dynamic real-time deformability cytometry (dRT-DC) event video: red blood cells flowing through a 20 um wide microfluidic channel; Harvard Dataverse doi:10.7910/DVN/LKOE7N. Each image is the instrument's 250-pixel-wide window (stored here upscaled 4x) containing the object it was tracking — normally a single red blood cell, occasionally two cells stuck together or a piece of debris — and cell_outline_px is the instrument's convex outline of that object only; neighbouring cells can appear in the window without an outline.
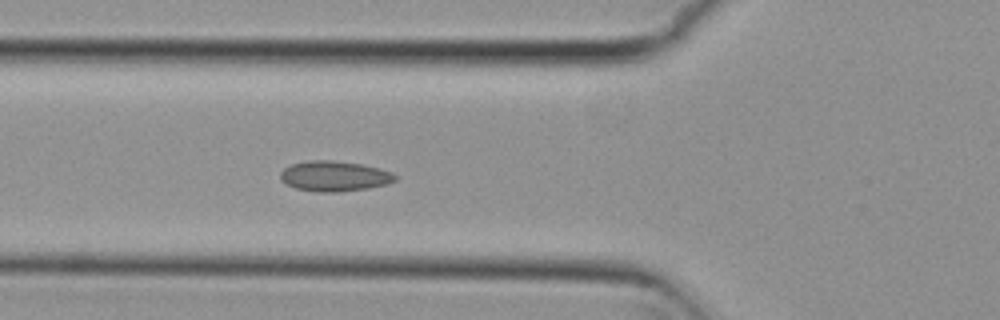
{"species": "common noctule bat (a hibernating species)", "species_latin": "Nyctalus noctula", "temperature_condition": "cold", "stored_images_in_passage": 4, "camera_frame_rate_fps": 3000, "um_per_image_px": 0.085, "animal": {"sex": "female", "body_mass_g": 29.2, "forearm_length_mm": 56.3}, "frame": {"image": 1, "passage_image": 4, "time_ms": 1.0, "image_size_px": [1000, 320], "cell_outline_px": [[396, 180], [388, 184], [368, 188], [336, 192], [316, 192], [296, 188], [284, 184], [280, 180], [280, 172], [284, 168], [292, 164], [308, 160], [332, 160], [360, 164], [380, 168], [392, 172], [396, 176]], "centroid_in_image_um": [28.4, 14.97], "position_along_channel_um": 97.4, "area_um2": 20.4}}